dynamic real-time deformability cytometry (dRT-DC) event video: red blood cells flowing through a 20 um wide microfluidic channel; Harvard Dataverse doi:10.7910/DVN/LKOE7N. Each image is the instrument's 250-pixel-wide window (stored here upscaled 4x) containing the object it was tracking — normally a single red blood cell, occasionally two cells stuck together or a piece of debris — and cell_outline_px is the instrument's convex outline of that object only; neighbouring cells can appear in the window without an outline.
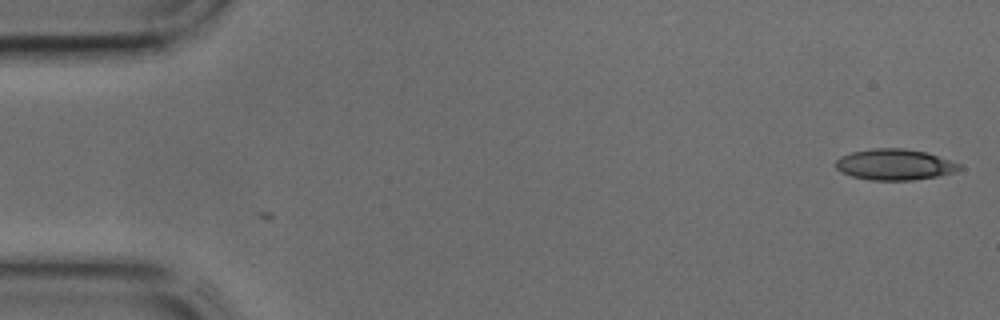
{"species": "common noctule bat (a hibernating species)", "species_latin": "Nyctalus noctula", "temperature_condition": "cold", "stored_images_in_passage": 2, "camera_frame_rate_fps": 3000, "um_per_image_px": 0.085, "animal": {"sex": "male", "body_mass_g": 17.9, "forearm_length_mm": 54.2}, "frame": {"image": 1, "passage_image": 1, "time_ms": 0.0, "image_size_px": [1000, 320], "cell_outline_px": [[964, 168], [956, 172], [940, 176], [912, 180], [868, 180], [852, 176], [840, 172], [836, 168], [836, 160], [840, 156], [852, 152], [872, 148], [904, 148], [928, 152], [960, 164]], "centroid_in_image_um": [76.07, 13.99], "position_along_channel_um": 8.9, "area_um2": 22.6}}